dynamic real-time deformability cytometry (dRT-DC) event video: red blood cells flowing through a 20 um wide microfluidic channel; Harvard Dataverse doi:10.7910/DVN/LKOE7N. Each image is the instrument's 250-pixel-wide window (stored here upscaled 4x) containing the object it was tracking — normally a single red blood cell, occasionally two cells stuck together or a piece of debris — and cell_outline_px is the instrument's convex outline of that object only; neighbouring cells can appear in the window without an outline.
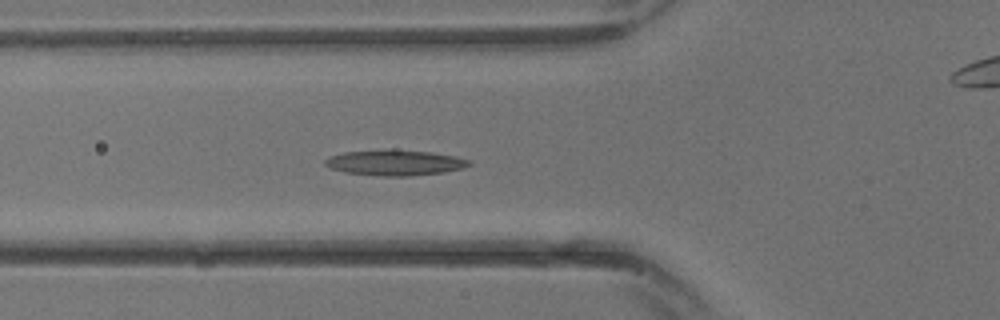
{"species": "common noctule bat (a hibernating species)", "species_latin": "Nyctalus noctula", "temperature_condition": "warm", "stored_images_in_passage": 13, "camera_frame_rate_fps": 3000, "um_per_image_px": 0.085, "animal": {"sex": "male", "body_mass_g": 13.3}, "frame": {"image": 1, "passage_image": 11, "time_ms": 3.333, "image_size_px": [1000, 320], "cell_outline_px": [[472, 164], [464, 168], [444, 172], [412, 176], [384, 176], [344, 172], [332, 168], [324, 164], [324, 160], [332, 156], [344, 152], [432, 152], [456, 156], [472, 160]], "centroid_in_image_um": [33.67, 13.87], "position_along_channel_um": 92.1, "area_um2": 20.52}}
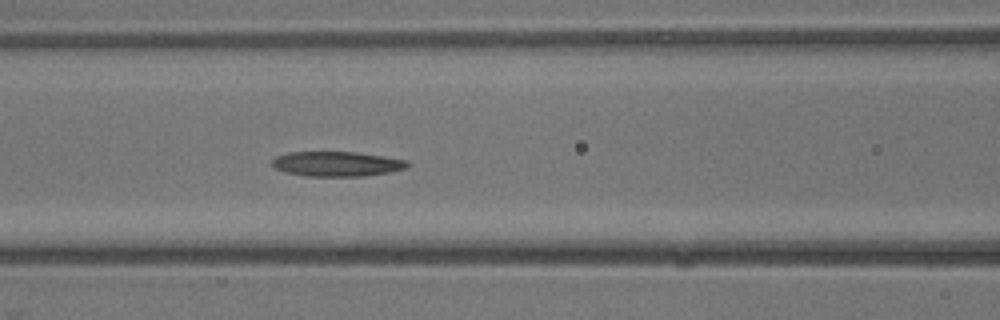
{"frame": {"image": 2, "passage_image": 13, "time_ms": 4.0, "image_size_px": [1000, 320], "cell_outline_px": [[412, 164], [404, 168], [392, 172], [364, 176], [304, 176], [284, 172], [276, 168], [272, 164], [272, 160], [276, 156], [288, 152], [356, 152], [384, 156], [408, 160]], "centroid_in_image_um": [28.66, 13.93], "position_along_channel_um": 137.9, "area_um2": 19.77}}